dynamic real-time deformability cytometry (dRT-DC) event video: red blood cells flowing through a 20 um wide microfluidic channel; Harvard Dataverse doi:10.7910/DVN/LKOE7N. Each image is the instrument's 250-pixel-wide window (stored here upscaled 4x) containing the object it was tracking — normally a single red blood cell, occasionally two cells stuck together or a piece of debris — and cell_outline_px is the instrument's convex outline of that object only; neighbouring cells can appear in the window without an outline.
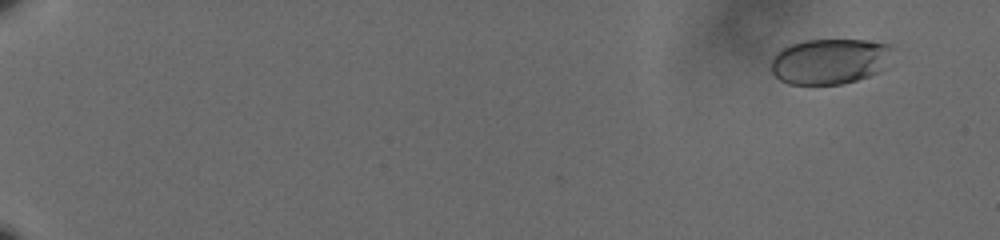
{"species": "human", "species_latin": "Homo sapiens", "temperature_condition": "cold", "stored_images_in_passage": 63, "camera_frame_rate_fps": 3000, "um_per_image_px": 0.085, "donor": {"sex": "male"}, "frame": {"image": 1, "passage_image": 6, "time_ms": 1.667, "image_size_px": [1000, 240], "cell_outline_px": [[892, 48], [888, 68], [880, 72], [856, 80], [840, 84], [788, 84], [780, 80], [772, 72], [772, 60], [776, 52], [792, 44], [804, 40], [864, 40], [892, 44]], "centroid_in_image_um": [70.58, 5.21], "position_along_channel_um": 14.4, "area_um2": 32.43}}
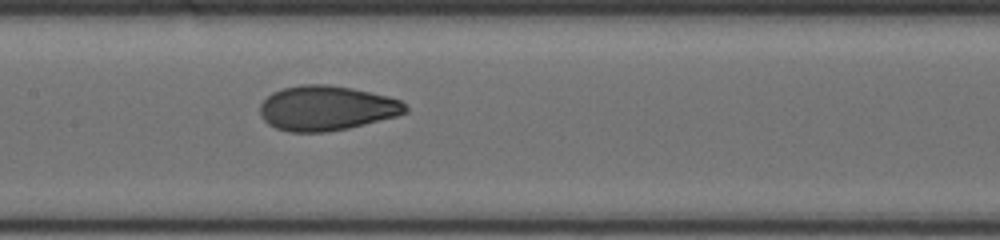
{"frame": {"image": 2, "passage_image": 36, "time_ms": 11.667, "image_size_px": [1000, 240], "cell_outline_px": [[408, 112], [396, 116], [348, 128], [328, 132], [288, 132], [276, 128], [268, 124], [260, 116], [260, 104], [272, 92], [284, 88], [300, 84], [328, 84], [352, 88], [388, 96], [400, 100], [408, 108]], "centroid_in_image_um": [27.74, 9.19], "position_along_channel_um": 179.7, "area_um2": 38.03}}
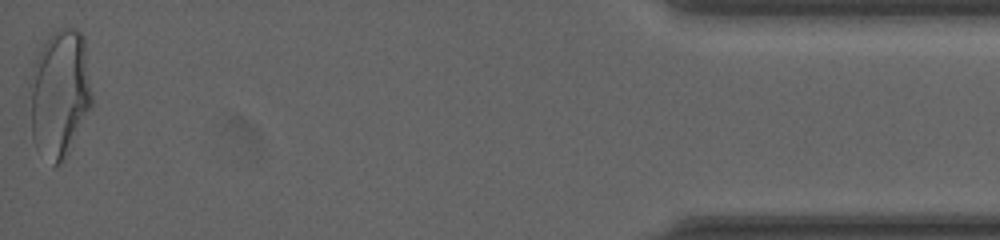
{"frame": {"image": 3, "passage_image": 63, "time_ms": 20.667, "image_size_px": [1000, 240], "cell_outline_px": [[92, 108], [68, 152], [52, 168], [32, 136], [28, 84], [32, 68], [48, 36], [52, 32], [60, 28], [76, 28], [84, 36], [92, 96]], "centroid_in_image_um": [5.08, 7.91], "position_along_channel_um": 430.1, "area_um2": 46.36}, "authors_computed_cell_mechanics": {"area_um2": 36.9342, "velocity_mm_per_s": 3.5867, "shape_relaxation_time_tau1_ms": 4.4578, "shape_relaxation_time_tau2_ms": 0.6817, "deformation_change_tau1": 0.1512, "deformation_change_tau2": 0.0457}}